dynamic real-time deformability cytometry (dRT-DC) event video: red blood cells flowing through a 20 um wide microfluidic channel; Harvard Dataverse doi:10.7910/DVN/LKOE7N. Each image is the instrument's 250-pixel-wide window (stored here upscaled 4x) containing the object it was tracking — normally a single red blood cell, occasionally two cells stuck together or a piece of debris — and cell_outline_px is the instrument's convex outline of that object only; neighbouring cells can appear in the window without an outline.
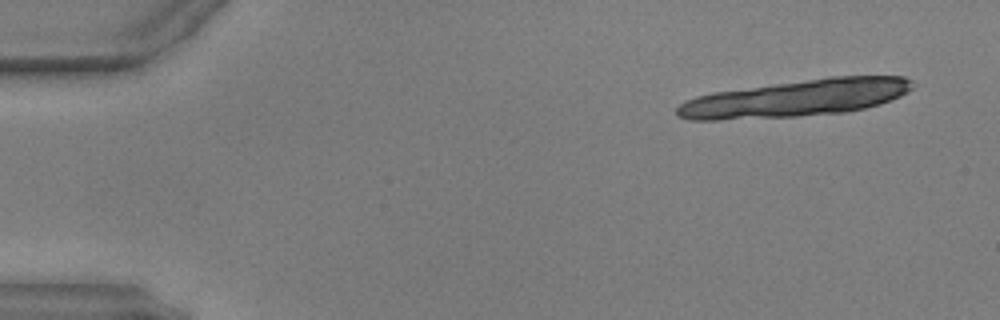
{"species": "common noctule bat (a hibernating species)", "species_latin": "Nyctalus noctula", "temperature_condition": "warm", "stored_images_in_passage": 7, "segment_of_instrument_passage": [1, 2], "camera_frame_rate_fps": 3000, "um_per_image_px": 0.085, "animal": {"sex": "male", "body_mass_g": 17.9, "forearm_length_mm": 54.2}, "frame": {"image": 1, "passage_image": 1, "time_ms": 0.0, "image_size_px": [1000, 320], "cell_outline_px": [[904, 80], [900, 92], [884, 100], [872, 104], [852, 108], [808, 112], [728, 116], [704, 116], [740, 92], [864, 76], [888, 76]], "centroid_in_image_um": [69.0, 8.23], "position_along_channel_um": 16.0, "area_um2": 34.22}}